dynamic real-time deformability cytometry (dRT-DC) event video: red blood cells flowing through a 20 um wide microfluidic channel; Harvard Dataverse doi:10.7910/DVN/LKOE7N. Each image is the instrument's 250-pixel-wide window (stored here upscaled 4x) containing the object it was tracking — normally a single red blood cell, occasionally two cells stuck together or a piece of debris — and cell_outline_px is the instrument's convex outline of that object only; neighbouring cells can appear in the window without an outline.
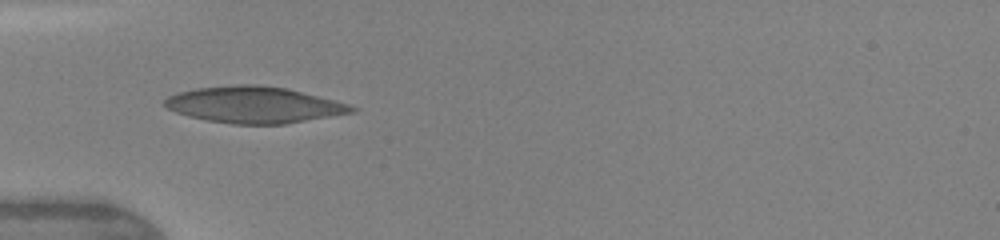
{"species": "human", "species_latin": "Homo sapiens", "temperature_condition": "warm", "stored_images_in_passage": 3, "camera_frame_rate_fps": 3000, "um_per_image_px": 0.085, "donor": {"sex": "female"}, "frame": {"image": 1, "passage_image": 1, "time_ms": 0.0, "image_size_px": [1000, 240], "cell_outline_px": [[360, 108], [356, 112], [284, 124], [232, 124], [208, 120], [188, 116], [176, 112], [160, 104], [168, 96], [180, 92], [196, 88], [240, 84], [256, 84], [288, 88], [348, 104]], "centroid_in_image_um": [21.6, 8.9], "position_along_channel_um": 63.4, "area_um2": 39.65}}
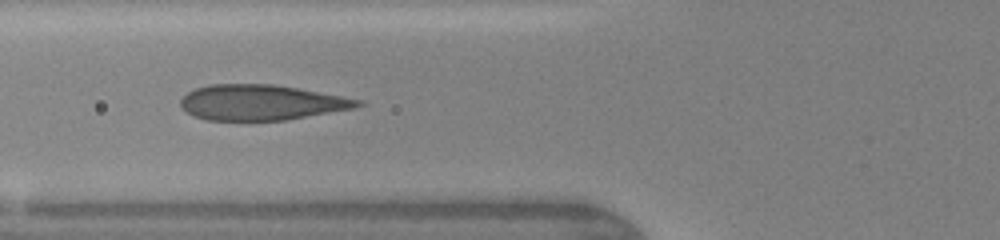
{"frame": {"image": 2, "passage_image": 2, "time_ms": 1.0, "image_size_px": [1000, 240], "cell_outline_px": [[364, 104], [356, 108], [284, 120], [208, 120], [192, 116], [184, 112], [180, 108], [180, 100], [188, 92], [196, 88], [208, 84], [272, 84], [296, 88], [364, 100]], "centroid_in_image_um": [22.17, 8.71], "position_along_channel_um": 103.6, "area_um2": 36.59}}